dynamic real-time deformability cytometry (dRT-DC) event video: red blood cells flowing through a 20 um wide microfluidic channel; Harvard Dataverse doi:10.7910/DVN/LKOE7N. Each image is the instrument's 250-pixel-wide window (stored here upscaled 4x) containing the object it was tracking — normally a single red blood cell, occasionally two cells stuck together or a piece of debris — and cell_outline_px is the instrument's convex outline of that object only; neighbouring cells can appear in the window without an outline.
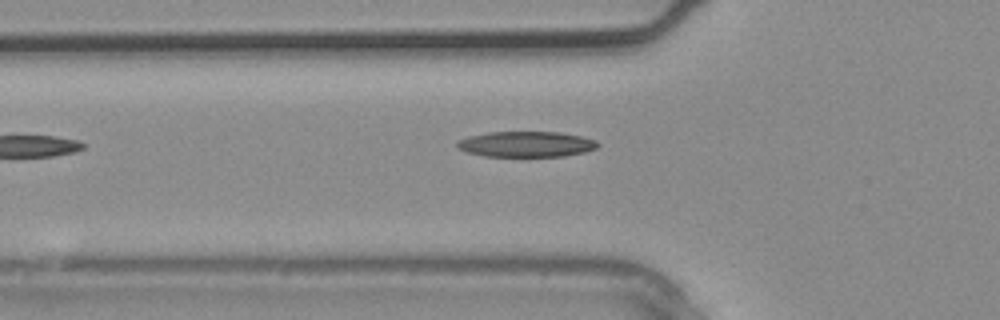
{"species": "common noctule bat (a hibernating species)", "species_latin": "Nyctalus noctula", "temperature_condition": "warm", "stored_images_in_passage": 4, "segment_of_instrument_passage": [1, 2], "camera_frame_rate_fps": 3000, "um_per_image_px": 0.085, "animal": {"sex": "male", "body_mass_g": 20.4}, "frame": {"image": 1, "passage_image": 3, "time_ms": 0.667, "image_size_px": [1000, 320], "cell_outline_px": [[600, 144], [596, 148], [584, 152], [564, 156], [484, 156], [468, 152], [456, 148], [456, 140], [468, 136], [488, 132], [560, 132], [580, 136], [596, 140]], "centroid_in_image_um": [44.7, 12.25], "position_along_channel_um": 81.1, "area_um2": 21.04}}